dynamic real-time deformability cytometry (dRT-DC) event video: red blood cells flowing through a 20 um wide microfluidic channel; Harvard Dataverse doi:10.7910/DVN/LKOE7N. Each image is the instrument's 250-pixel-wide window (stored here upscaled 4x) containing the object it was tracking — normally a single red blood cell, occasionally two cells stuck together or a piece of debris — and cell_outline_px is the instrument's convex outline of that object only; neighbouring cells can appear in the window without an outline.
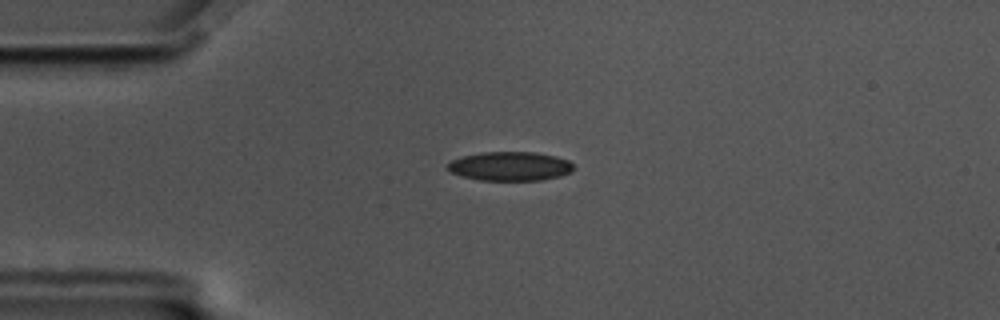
{"species": "common noctule bat (a hibernating species)", "species_latin": "Nyctalus noctula", "temperature_condition": "cold", "stored_images_in_passage": 58, "camera_frame_rate_fps": 3000, "um_per_image_px": 0.085, "animal": {"sex": "male", "body_mass_g": 17.5, "forearm_length_mm": 52.3}, "frame": {"image": 1, "passage_image": 14, "time_ms": 4.333, "image_size_px": [1000, 320], "cell_outline_px": [[572, 168], [568, 172], [560, 176], [540, 180], [480, 180], [464, 176], [452, 172], [448, 168], [448, 164], [452, 160], [464, 156], [484, 152], [536, 152], [556, 156], [568, 160], [572, 164]], "centroid_in_image_um": [43.37, 14.12], "position_along_channel_um": 41.6, "area_um2": 20.92}}
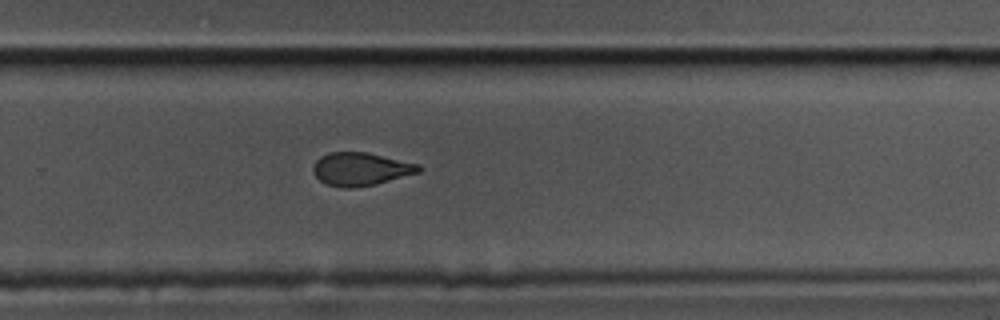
{"frame": {"image": 2, "passage_image": 38, "time_ms": 12.333, "image_size_px": [1000, 320], "cell_outline_px": [[424, 168], [420, 172], [376, 184], [352, 188], [340, 188], [324, 184], [312, 172], [312, 168], [316, 160], [320, 156], [328, 152], [368, 152], [420, 164]], "centroid_in_image_um": [30.66, 14.37], "position_along_channel_um": 299.1, "area_um2": 20.69}}
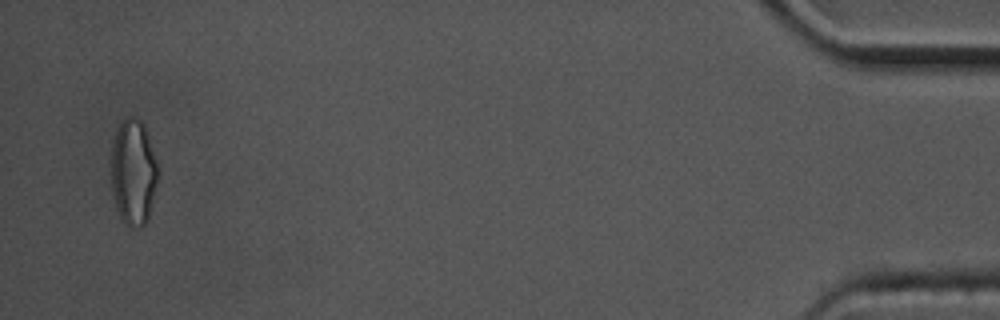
{"frame": {"image": 3, "passage_image": 56, "time_ms": 18.333, "image_size_px": [1000, 320], "cell_outline_px": [[156, 184], [148, 220], [140, 228], [128, 228], [124, 224], [116, 208], [112, 192], [112, 140], [116, 128], [120, 120], [124, 116], [136, 116], [144, 124], [156, 160]], "centroid_in_image_um": [11.3, 14.62], "position_along_channel_um": 423.9, "area_um2": 29.02}, "authors_computed_cell_mechanics": {"area_um2": 21.097, "velocity_mm_per_s": 3.496, "shape_relaxation_time_tau1_ms": null, "shape_relaxation_time_tau2_ms": 2.2131, "deformation_change_tau1": null, "deformation_change_tau2": 0.0867}}